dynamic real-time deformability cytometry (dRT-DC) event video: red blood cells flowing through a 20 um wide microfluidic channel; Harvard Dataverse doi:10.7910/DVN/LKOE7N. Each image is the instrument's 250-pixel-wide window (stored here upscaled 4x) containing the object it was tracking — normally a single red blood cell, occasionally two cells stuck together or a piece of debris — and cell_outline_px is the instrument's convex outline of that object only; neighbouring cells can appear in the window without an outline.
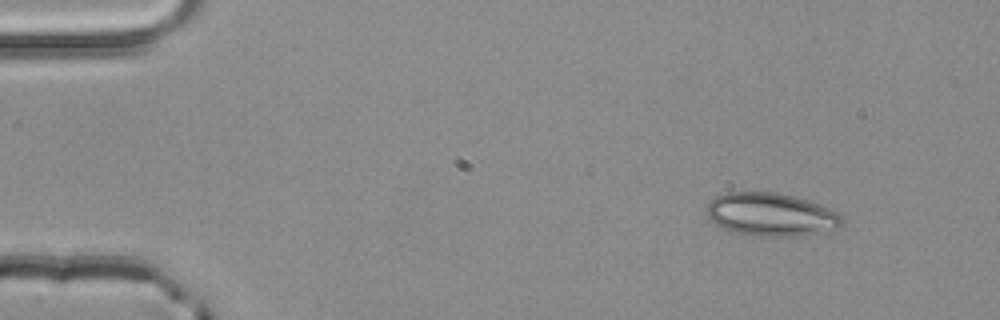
{"species": "common noctule bat (a hibernating species)", "species_latin": "Nyctalus noctula", "temperature_condition": "room temperature", "stored_images_in_passage": 3, "camera_frame_rate_fps": 3000, "um_per_image_px": 0.085, "animal": {"sex": "male", "body_mass_g": 20.4}, "frame": {"image": 1, "passage_image": 1, "time_ms": 0.0, "image_size_px": [1000, 320], "cell_outline_px": [[844, 220], [836, 228], [796, 236], [760, 236], [732, 232], [716, 224], [704, 212], [704, 208], [716, 196], [724, 192], [776, 192], [796, 196], [808, 200], [828, 208], [836, 212]], "centroid_in_image_um": [65.47, 18.21], "position_along_channel_um": 19.5, "area_um2": 33.81}}